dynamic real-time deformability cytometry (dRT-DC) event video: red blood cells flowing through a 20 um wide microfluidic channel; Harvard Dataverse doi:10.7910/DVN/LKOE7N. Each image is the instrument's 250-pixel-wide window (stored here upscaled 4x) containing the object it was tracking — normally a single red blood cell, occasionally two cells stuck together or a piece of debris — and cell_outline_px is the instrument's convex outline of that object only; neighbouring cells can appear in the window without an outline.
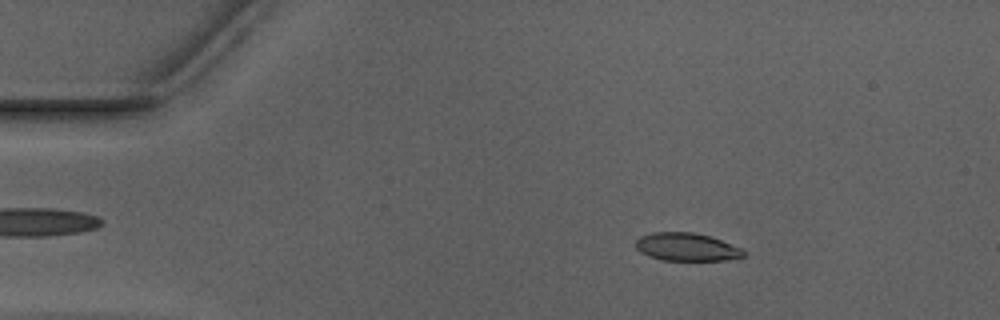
{"species": "Egyptian fruit bat (a non-hibernating species)", "species_latin": "Rousettus aegyptiacus", "temperature_condition": "warm", "stored_images_in_passage": 51, "camera_frame_rate_fps": 3000, "um_per_image_px": 0.085, "animal": {"sex": "male"}, "frame": {"image": 1, "passage_image": 8, "time_ms": 2.333, "image_size_px": [1000, 320], "cell_outline_px": [[744, 256], [724, 260], [664, 260], [648, 256], [640, 252], [636, 248], [636, 240], [640, 236], [652, 232], [692, 232], [708, 236], [720, 240], [740, 248], [744, 252]], "centroid_in_image_um": [58.3, 20.99], "position_along_channel_um": 26.7, "area_um2": 17.34}}
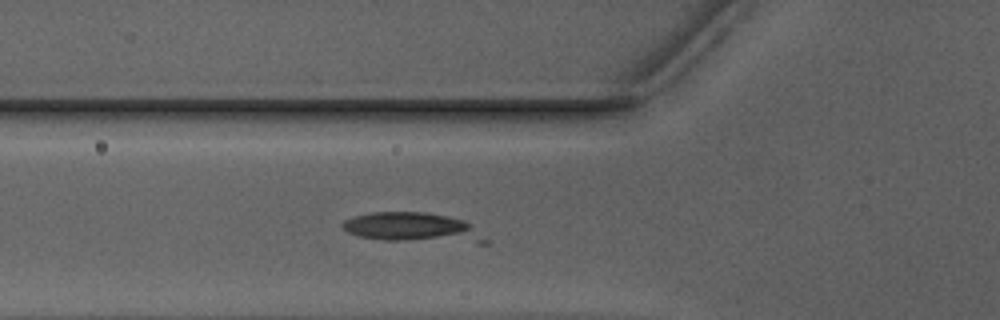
{"frame": {"image": 2, "passage_image": 18, "time_ms": 5.667, "image_size_px": [1000, 320], "cell_outline_px": [[492, 240], [488, 244], [476, 244], [384, 240], [360, 236], [348, 232], [340, 224], [344, 220], [352, 216], [372, 212], [428, 212], [464, 220], [472, 224]], "centroid_in_image_um": [35.24, 19.37], "position_along_channel_um": 90.6, "area_um2": 25.49}}
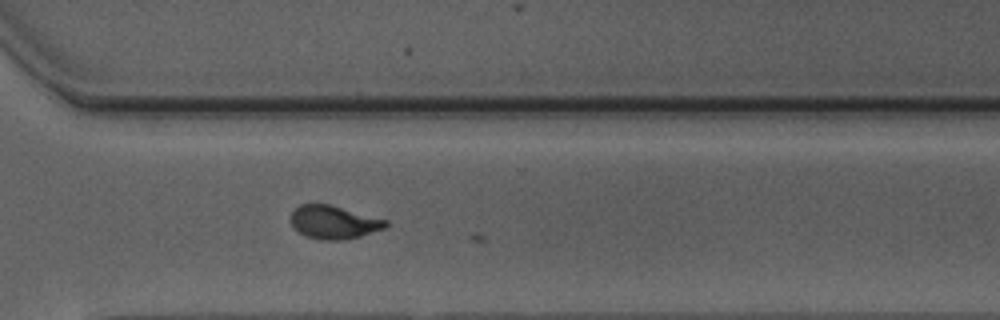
{"frame": {"image": 3, "passage_image": 37, "time_ms": 12.0, "image_size_px": [1000, 320], "cell_outline_px": [[388, 224], [384, 228], [360, 236], [340, 240], [316, 240], [304, 236], [292, 224], [292, 212], [300, 204], [332, 204], [388, 220]], "centroid_in_image_um": [28.39, 18.88], "position_along_channel_um": 342.2, "area_um2": 18.38}}